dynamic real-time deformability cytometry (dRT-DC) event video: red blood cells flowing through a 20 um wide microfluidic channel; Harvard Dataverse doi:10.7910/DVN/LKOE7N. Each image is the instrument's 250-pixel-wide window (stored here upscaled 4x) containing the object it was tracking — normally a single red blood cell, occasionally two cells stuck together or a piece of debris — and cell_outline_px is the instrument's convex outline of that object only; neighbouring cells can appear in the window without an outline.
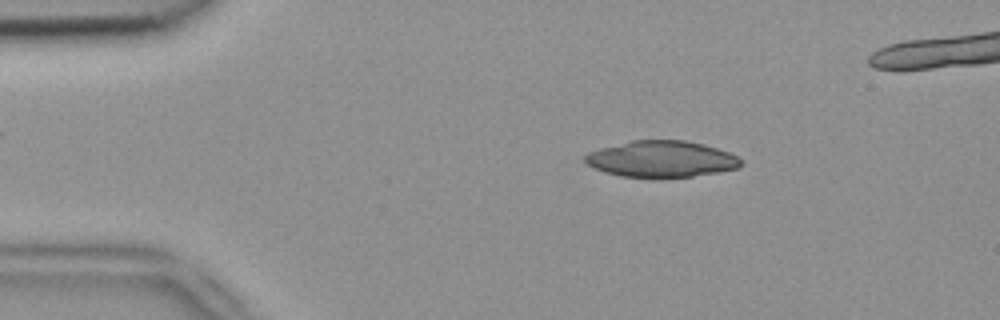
{"species": "common noctule bat (a hibernating species)", "species_latin": "Nyctalus noctula", "temperature_condition": "room temperature", "stored_images_in_passage": 4, "camera_frame_rate_fps": 3000, "um_per_image_px": 0.085, "animal": {"sex": "female", "body_mass_g": 18.4}, "frame": {"image": 1, "passage_image": 2, "time_ms": 0.333, "image_size_px": [1000, 320], "cell_outline_px": [[740, 168], [720, 172], [692, 176], [620, 176], [604, 172], [588, 164], [584, 160], [584, 156], [588, 152], [600, 148], [632, 140], [684, 140], [704, 144], [728, 152], [736, 156], [740, 160]], "centroid_in_image_um": [56.21, 13.5], "position_along_channel_um": 28.8, "area_um2": 32.54}}